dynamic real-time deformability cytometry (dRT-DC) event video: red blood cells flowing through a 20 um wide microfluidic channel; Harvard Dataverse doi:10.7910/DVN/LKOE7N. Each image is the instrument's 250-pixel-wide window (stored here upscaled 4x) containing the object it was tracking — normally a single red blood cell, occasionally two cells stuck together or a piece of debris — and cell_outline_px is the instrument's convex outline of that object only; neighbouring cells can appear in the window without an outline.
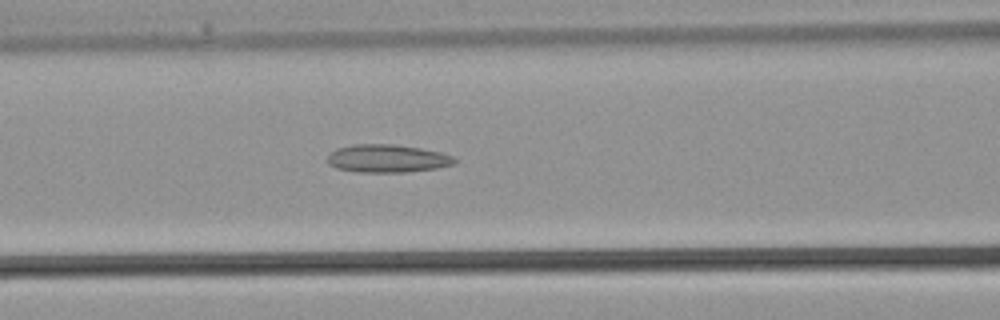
{"species": "common noctule bat (a hibernating species)", "species_latin": "Nyctalus noctula", "temperature_condition": "warm", "stored_images_in_passage": 35, "camera_frame_rate_fps": 3000, "um_per_image_px": 0.085, "animal": {"sex": "male", "body_mass_g": 21.5, "forearm_length_mm": 52.0}, "frame": {"image": 1, "passage_image": 14, "time_ms": 4.333, "image_size_px": [1000, 320], "cell_outline_px": [[456, 164], [436, 168], [404, 172], [356, 172], [336, 168], [328, 164], [328, 156], [336, 148], [352, 144], [392, 144], [420, 148], [440, 152], [452, 156], [456, 160]], "centroid_in_image_um": [32.9, 13.47], "position_along_channel_um": 133.7, "area_um2": 20.69}}
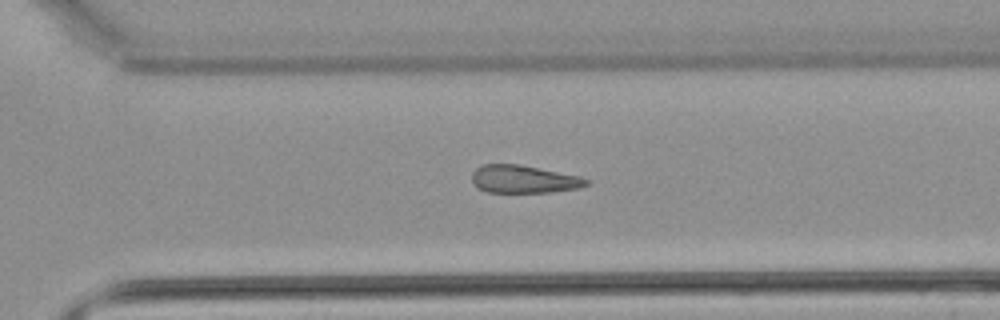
{"frame": {"image": 2, "passage_image": 24, "time_ms": 7.667, "image_size_px": [1000, 320], "cell_outline_px": [[588, 184], [580, 188], [552, 192], [488, 192], [476, 188], [472, 180], [472, 172], [476, 168], [484, 164], [520, 164], [580, 176], [588, 180]], "centroid_in_image_um": [44.5, 15.23], "position_along_channel_um": 326.1, "area_um2": 18.61}}
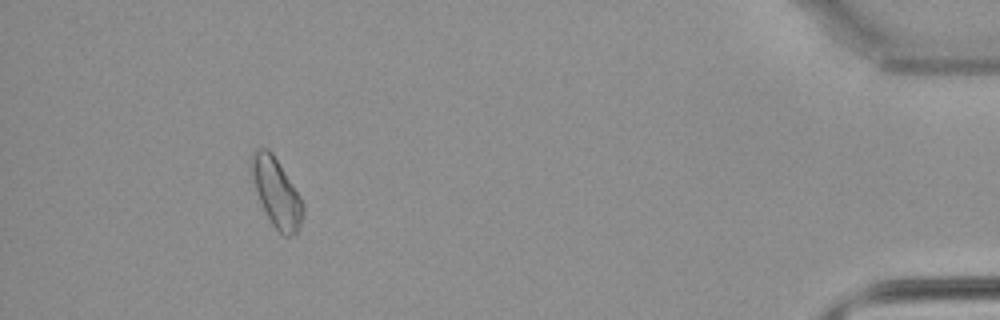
{"frame": {"image": 3, "passage_image": 32, "time_ms": 10.333, "image_size_px": [1000, 320], "cell_outline_px": [[304, 208], [300, 224], [296, 232], [288, 236], [284, 236], [272, 224], [260, 200], [252, 176], [248, 160], [252, 152], [256, 148], [268, 148], [272, 152], [300, 196], [304, 204]], "centroid_in_image_um": [23.47, 16.3], "position_along_channel_um": 411.7, "area_um2": 20.23}}